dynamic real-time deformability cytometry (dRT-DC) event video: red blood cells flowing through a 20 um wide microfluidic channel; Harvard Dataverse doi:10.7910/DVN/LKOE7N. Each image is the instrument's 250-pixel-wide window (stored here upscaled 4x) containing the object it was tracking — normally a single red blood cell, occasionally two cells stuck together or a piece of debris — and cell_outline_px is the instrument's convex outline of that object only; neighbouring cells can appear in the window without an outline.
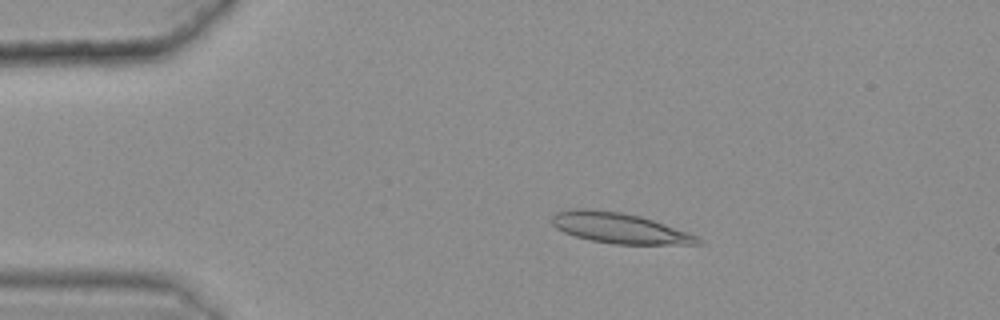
{"species": "common noctule bat (a hibernating species)", "species_latin": "Nyctalus noctula", "temperature_condition": "warm", "stored_images_in_passage": 47, "camera_frame_rate_fps": 3000, "um_per_image_px": 0.085, "animal": {"sex": "female", "body_mass_g": 25.1}, "frame": {"image": 1, "passage_image": 11, "time_ms": 3.333, "image_size_px": [1000, 320], "cell_outline_px": [[704, 240], [700, 244], [612, 244], [592, 240], [576, 236], [564, 232], [556, 228], [552, 224], [552, 216], [556, 212], [576, 208], [588, 208], [620, 212], [640, 216], [688, 232]], "centroid_in_image_um": [52.63, 19.38], "position_along_channel_um": 32.4, "area_um2": 25.72}}
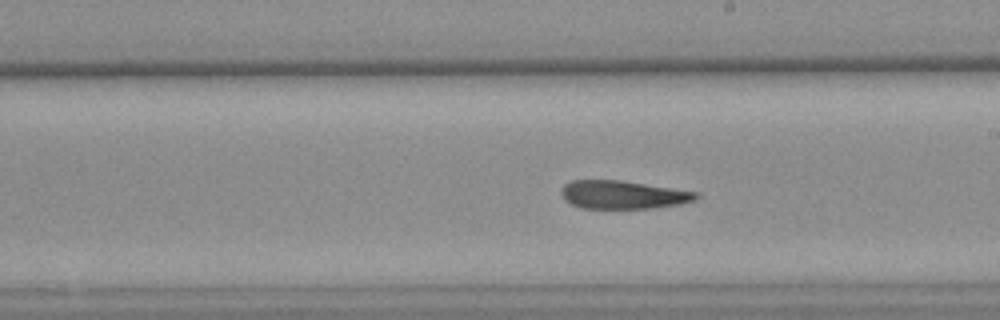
{"frame": {"image": 2, "passage_image": 32, "time_ms": 10.333, "image_size_px": [1000, 320], "cell_outline_px": [[700, 196], [696, 200], [680, 204], [656, 208], [580, 208], [564, 200], [560, 192], [560, 188], [564, 184], [572, 180], [620, 180], [700, 192]], "centroid_in_image_um": [52.96, 16.55], "position_along_channel_um": 236.0, "area_um2": 22.43}}
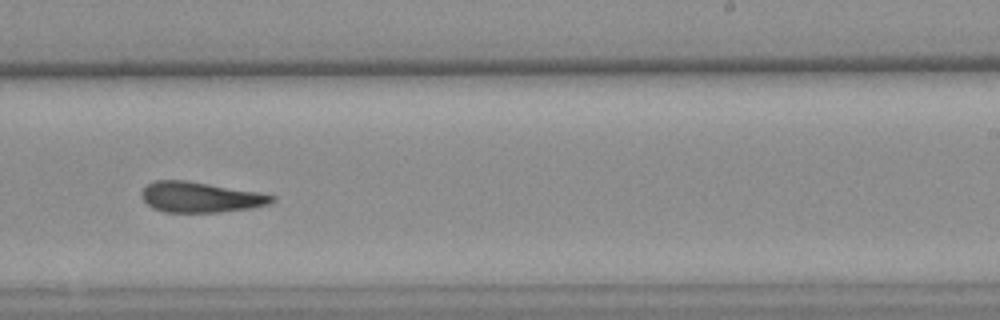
{"frame": {"image": 3, "passage_image": 35, "time_ms": 11.333, "image_size_px": [1000, 320], "cell_outline_px": [[276, 200], [268, 204], [252, 208], [220, 212], [164, 212], [152, 208], [144, 200], [140, 192], [148, 184], [156, 180], [184, 180], [260, 192], [276, 196]], "centroid_in_image_um": [17.05, 16.76], "position_along_channel_um": 271.9, "area_um2": 23.12}, "authors_computed_cell_mechanics": {"area_um2": 23.987, "velocity_mm_per_s": 3.5974, "shape_relaxation_time_tau1_ms": null, "shape_relaxation_time_tau2_ms": 6.5759, "deformation_change_tau1": null, "deformation_change_tau2": 0.1733}}